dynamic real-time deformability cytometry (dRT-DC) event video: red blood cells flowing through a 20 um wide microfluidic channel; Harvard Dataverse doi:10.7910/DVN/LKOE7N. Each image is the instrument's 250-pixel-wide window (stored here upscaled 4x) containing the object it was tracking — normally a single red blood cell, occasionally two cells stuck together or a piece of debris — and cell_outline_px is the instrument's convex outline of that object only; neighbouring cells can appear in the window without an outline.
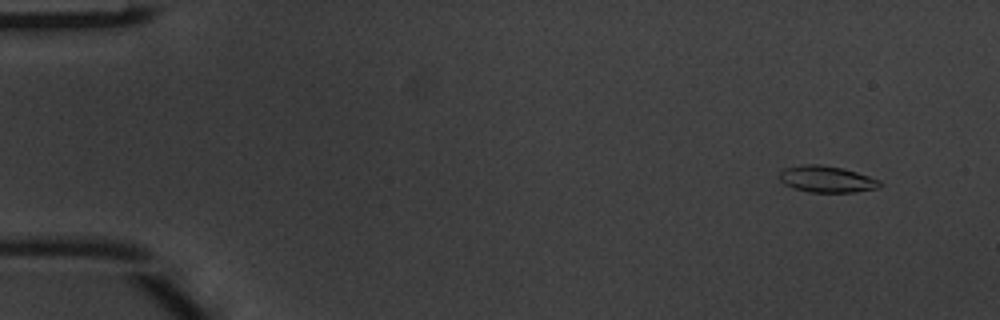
{"species": "common noctule bat (a hibernating species)", "species_latin": "Nyctalus noctula", "temperature_condition": "warm", "stored_images_in_passage": 5, "camera_frame_rate_fps": 3000, "um_per_image_px": 0.085, "animal": {"sex": "male", "body_mass_g": 20.1, "forearm_length_mm": 53.5}, "frame": {"image": 1, "passage_image": 1, "time_ms": 0.0, "image_size_px": [1000, 320], "cell_outline_px": [[880, 188], [856, 192], [808, 192], [792, 188], [784, 184], [780, 180], [780, 172], [784, 168], [800, 164], [820, 164], [840, 168], [856, 172], [880, 180]], "centroid_in_image_um": [70.24, 15.23], "position_along_channel_um": 14.8, "area_um2": 15.55}}